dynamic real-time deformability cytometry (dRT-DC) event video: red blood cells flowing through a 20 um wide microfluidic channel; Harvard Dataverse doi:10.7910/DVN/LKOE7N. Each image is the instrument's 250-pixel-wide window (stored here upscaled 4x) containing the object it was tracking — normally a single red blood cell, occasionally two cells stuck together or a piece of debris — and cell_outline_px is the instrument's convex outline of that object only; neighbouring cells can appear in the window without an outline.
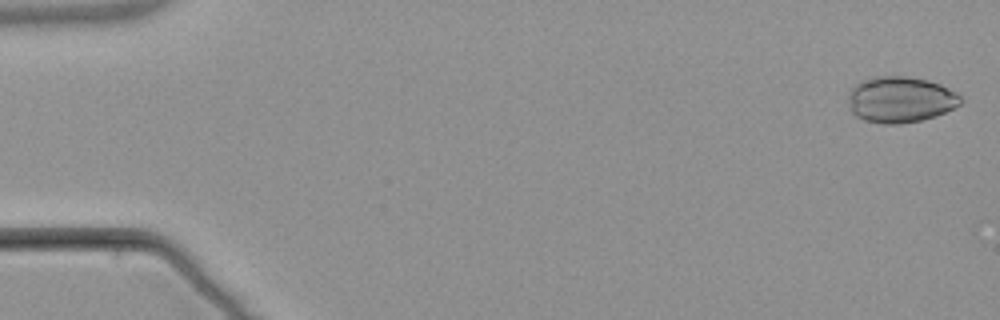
{"species": "common noctule bat (a hibernating species)", "species_latin": "Nyctalus noctula", "temperature_condition": "warm", "stored_images_in_passage": 4, "camera_frame_rate_fps": 3000, "um_per_image_px": 0.085, "animal": {"sex": "male", "body_mass_g": 21.5, "forearm_length_mm": 52.0}, "frame": {"image": 1, "passage_image": 1, "time_ms": 0.0, "image_size_px": [1000, 320], "cell_outline_px": [[960, 104], [936, 116], [920, 120], [900, 124], [884, 124], [864, 120], [856, 116], [852, 112], [848, 104], [848, 92], [860, 80], [876, 76], [904, 76], [928, 80], [940, 84], [956, 92], [960, 96]], "centroid_in_image_um": [76.49, 8.46], "position_along_channel_um": 8.5, "area_um2": 30.17}}